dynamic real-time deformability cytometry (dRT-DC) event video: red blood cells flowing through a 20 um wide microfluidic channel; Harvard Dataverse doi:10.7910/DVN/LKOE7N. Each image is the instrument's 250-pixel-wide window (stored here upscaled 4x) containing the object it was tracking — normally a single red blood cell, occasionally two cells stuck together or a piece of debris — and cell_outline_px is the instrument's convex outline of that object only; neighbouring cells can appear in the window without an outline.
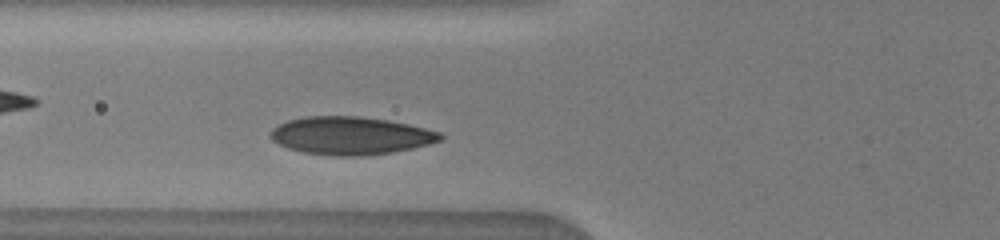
{"species": "human", "species_latin": "Homo sapiens", "temperature_condition": "warm", "stored_images_in_passage": 4, "camera_frame_rate_fps": 3000, "um_per_image_px": 0.085, "donor": {"sex": "male"}, "frame": {"image": 1, "passage_image": 2, "time_ms": 0.667, "image_size_px": [1000, 240], "cell_outline_px": [[444, 136], [440, 140], [428, 144], [412, 148], [392, 152], [356, 156], [336, 156], [304, 152], [288, 148], [272, 140], [268, 136], [272, 128], [288, 120], [304, 116], [360, 116], [388, 120], [408, 124], [440, 132]], "centroid_in_image_um": [29.77, 11.52], "position_along_channel_um": 96.0, "area_um2": 37.34}}
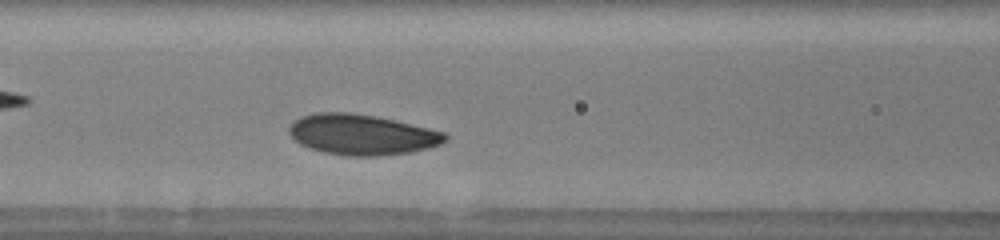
{"frame": {"image": 2, "passage_image": 4, "time_ms": 1.667, "image_size_px": [1000, 240], "cell_outline_px": [[448, 140], [440, 144], [428, 148], [412, 152], [376, 156], [348, 156], [324, 152], [300, 144], [288, 132], [288, 128], [300, 116], [316, 112], [348, 112], [376, 116], [428, 128], [444, 132], [448, 136]], "centroid_in_image_um": [30.77, 11.44], "position_along_channel_um": 135.8, "area_um2": 36.7}}